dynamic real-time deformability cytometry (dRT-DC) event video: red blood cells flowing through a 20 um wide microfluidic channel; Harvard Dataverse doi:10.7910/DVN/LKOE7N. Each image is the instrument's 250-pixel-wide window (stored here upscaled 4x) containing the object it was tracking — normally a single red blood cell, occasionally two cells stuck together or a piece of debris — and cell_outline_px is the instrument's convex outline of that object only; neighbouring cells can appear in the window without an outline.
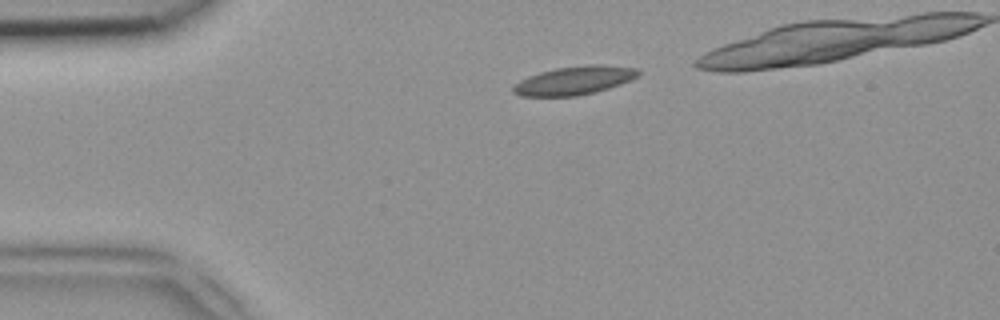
{"species": "common noctule bat (a hibernating species)", "species_latin": "Nyctalus noctula", "temperature_condition": "room temperature", "stored_images_in_passage": 33, "camera_frame_rate_fps": 3000, "um_per_image_px": 0.085, "animal": {"sex": "female", "body_mass_g": 18.4}, "frame": {"image": 1, "passage_image": 4, "time_ms": 1.0, "image_size_px": [1000, 320], "cell_outline_px": [[640, 76], [632, 80], [596, 92], [576, 96], [520, 96], [512, 92], [512, 88], [520, 80], [528, 76], [540, 72], [556, 68], [592, 64], [596, 64], [640, 68]], "centroid_in_image_um": [48.85, 6.84], "position_along_channel_um": 36.1, "area_um2": 20.87}}
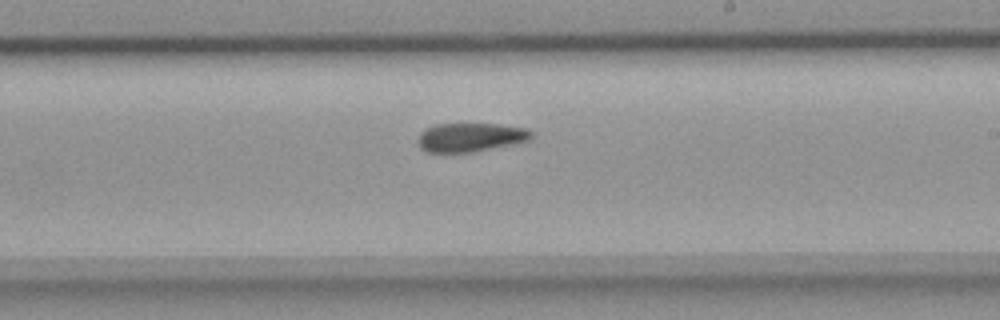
{"frame": {"image": 2, "passage_image": 22, "time_ms": 7.0, "image_size_px": [1000, 320], "cell_outline_px": [[532, 136], [528, 140], [468, 152], [428, 152], [420, 148], [416, 140], [420, 132], [424, 128], [436, 124], [500, 124], [524, 128], [532, 132]], "centroid_in_image_um": [39.89, 11.65], "position_along_channel_um": 249.1, "area_um2": 18.73}}
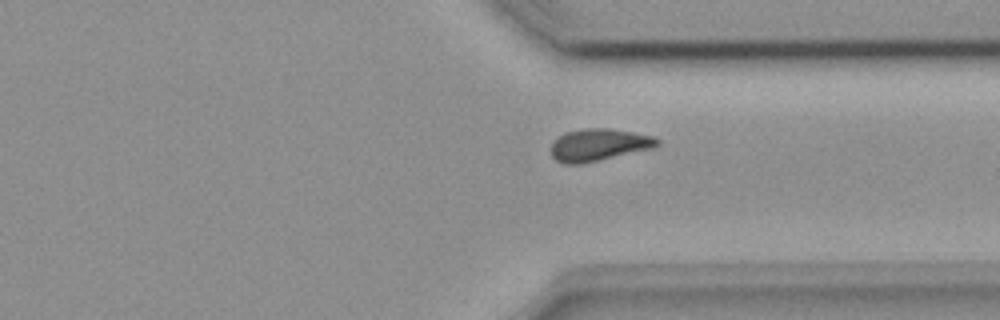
{"frame": {"image": 3, "passage_image": 30, "time_ms": 9.667, "image_size_px": [1000, 320], "cell_outline_px": [[660, 144], [656, 148], [580, 164], [564, 164], [556, 160], [552, 156], [552, 140], [564, 132], [584, 128], [608, 128], [632, 132], [652, 136], [660, 140]], "centroid_in_image_um": [50.9, 12.31], "position_along_channel_um": 360.5, "area_um2": 20.11}}